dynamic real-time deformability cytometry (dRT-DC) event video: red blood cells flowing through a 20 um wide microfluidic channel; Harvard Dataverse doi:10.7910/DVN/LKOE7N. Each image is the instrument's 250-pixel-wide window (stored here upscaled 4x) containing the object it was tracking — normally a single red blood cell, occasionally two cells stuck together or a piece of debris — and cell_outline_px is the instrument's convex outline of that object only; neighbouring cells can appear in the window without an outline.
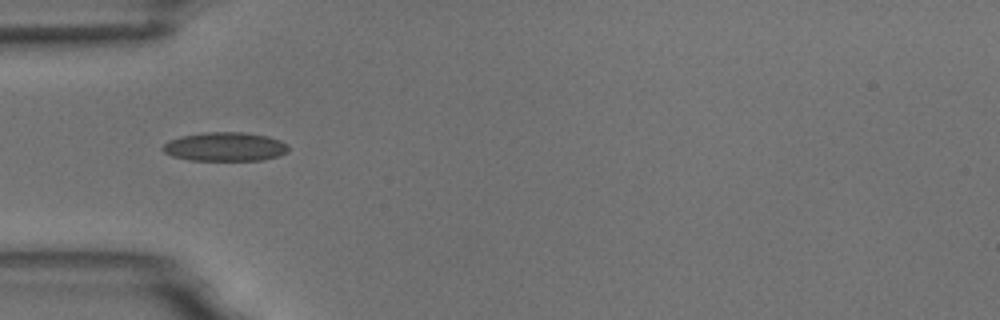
{"species": "common noctule bat (a hibernating species)", "species_latin": "Nyctalus noctula", "temperature_condition": "room temperature", "stored_images_in_passage": 1, "camera_frame_rate_fps": 3000, "um_per_image_px": 0.085, "animal": {"sex": "male", "body_mass_g": 18.8}, "frame": {"image": 1, "passage_image": 1, "time_ms": 0.0, "image_size_px": [1000, 320], "cell_outline_px": [[288, 152], [280, 156], [264, 160], [188, 160], [172, 156], [164, 152], [160, 148], [168, 140], [180, 136], [204, 132], [244, 132], [268, 136], [280, 140], [288, 144]], "centroid_in_image_um": [19.13, 12.47], "position_along_channel_um": 65.9, "area_um2": 21.44}}